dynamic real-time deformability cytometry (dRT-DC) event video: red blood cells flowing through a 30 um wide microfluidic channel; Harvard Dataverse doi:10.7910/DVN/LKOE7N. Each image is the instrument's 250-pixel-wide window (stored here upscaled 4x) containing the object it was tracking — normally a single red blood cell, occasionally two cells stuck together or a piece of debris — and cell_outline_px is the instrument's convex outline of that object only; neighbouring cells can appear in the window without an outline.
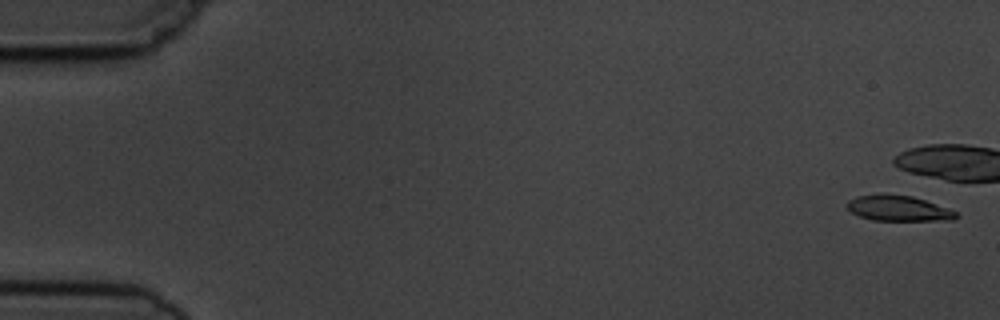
{"species": "common noctule bat (a hibernating species)", "species_latin": "Nyctalus noctula", "temperature_condition": "cold", "stored_images_in_passage": 4, "camera_frame_rate_fps": 3000, "um_per_image_px": 0.085, "animal": {"sex": "male", "body_mass_g": 19.5, "forearm_length_mm": 54.6}, "frame": {"image": 1, "passage_image": 1, "time_ms": 0.0, "image_size_px": [1000, 320], "cell_outline_px": [[960, 216], [956, 220], [872, 220], [860, 216], [852, 212], [848, 208], [848, 200], [856, 196], [884, 192], [912, 196], [948, 208], [956, 212]], "centroid_in_image_um": [76.37, 17.68], "position_along_channel_um": 8.6, "area_um2": 16.36}}